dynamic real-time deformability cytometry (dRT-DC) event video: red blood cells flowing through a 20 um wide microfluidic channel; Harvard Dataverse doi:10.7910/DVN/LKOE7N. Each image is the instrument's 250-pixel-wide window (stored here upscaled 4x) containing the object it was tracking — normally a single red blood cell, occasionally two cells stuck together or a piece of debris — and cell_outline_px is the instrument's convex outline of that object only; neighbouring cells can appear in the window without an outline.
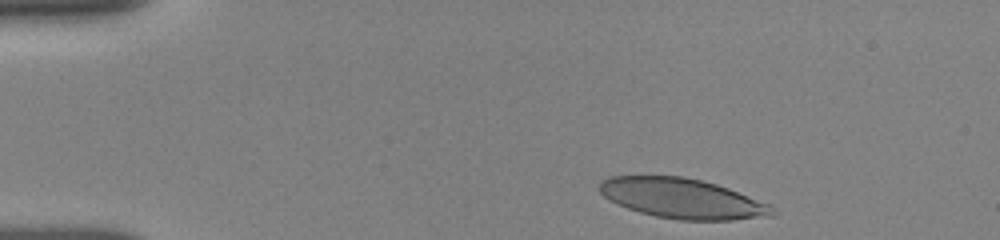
{"species": "human", "species_latin": "Homo sapiens", "temperature_condition": "room temperature", "stored_images_in_passage": 11, "camera_frame_rate_fps": 3000, "um_per_image_px": 0.085, "donor": {"sex": "female"}, "frame": {"image": 1, "passage_image": 1, "time_ms": 0.0, "image_size_px": [1000, 240], "cell_outline_px": [[780, 212], [776, 216], [732, 220], [680, 220], [656, 216], [640, 212], [616, 204], [608, 200], [596, 188], [600, 180], [608, 176], [684, 176], [716, 184], [728, 188], [772, 204]], "centroid_in_image_um": [58.03, 16.87], "position_along_channel_um": 27.0, "area_um2": 40.92}}
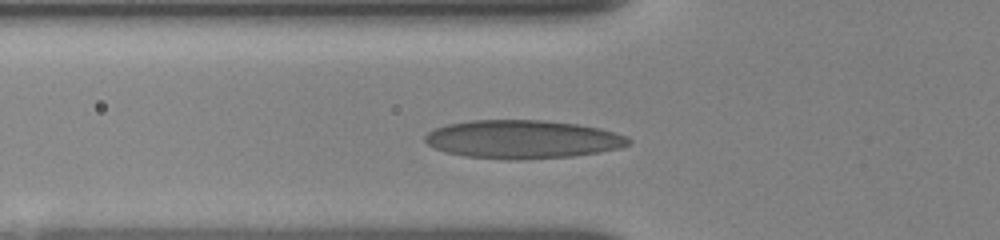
{"frame": {"image": 2, "passage_image": 7, "time_ms": 3.333, "image_size_px": [1000, 240], "cell_outline_px": [[632, 144], [620, 148], [600, 152], [572, 156], [516, 160], [508, 160], [464, 156], [444, 152], [428, 144], [424, 140], [424, 136], [428, 132], [436, 128], [448, 124], [472, 120], [544, 120], [576, 124], [600, 128], [628, 136], [632, 140]], "centroid_in_image_um": [44.45, 11.84], "position_along_channel_um": 81.4, "area_um2": 45.72}}
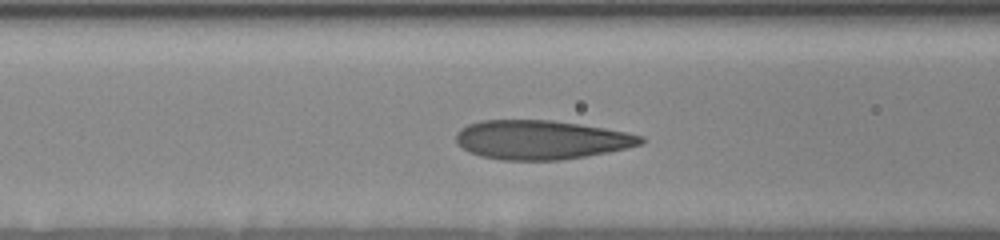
{"frame": {"image": 3, "passage_image": 10, "time_ms": 4.333, "image_size_px": [1000, 240], "cell_outline_px": [[644, 144], [608, 152], [560, 160], [500, 160], [480, 156], [468, 152], [456, 144], [456, 132], [460, 128], [468, 124], [480, 120], [552, 120], [580, 124], [628, 132], [644, 136]], "centroid_in_image_um": [45.97, 11.88], "position_along_channel_um": 120.6, "area_um2": 42.37}}